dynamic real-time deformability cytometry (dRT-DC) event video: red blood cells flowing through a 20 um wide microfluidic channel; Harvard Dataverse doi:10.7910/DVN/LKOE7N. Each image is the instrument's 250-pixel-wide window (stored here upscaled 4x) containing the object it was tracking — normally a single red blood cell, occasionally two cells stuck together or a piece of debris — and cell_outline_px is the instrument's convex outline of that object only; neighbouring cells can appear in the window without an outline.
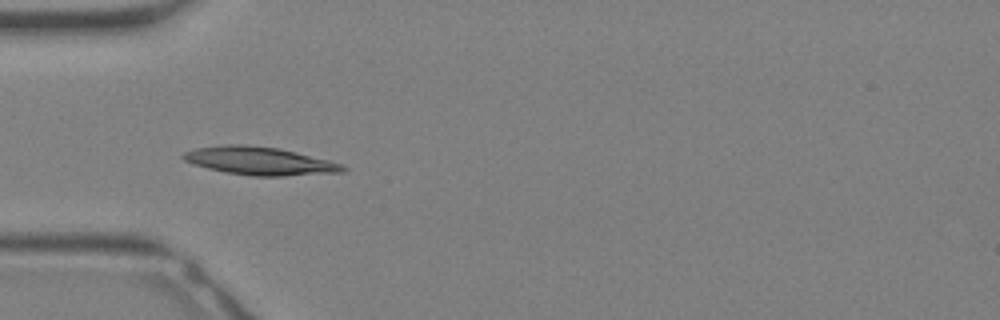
{"species": "Egyptian fruit bat (a non-hibernating species)", "species_latin": "Rousettus aegyptiacus", "temperature_condition": "warm", "stored_images_in_passage": 23, "camera_frame_rate_fps": 3000, "um_per_image_px": 0.085, "animal": {"sex": "female"}, "frame": {"image": 1, "passage_image": 1, "time_ms": 0.0, "image_size_px": [1000, 320], "cell_outline_px": [[348, 168], [344, 172], [284, 176], [252, 176], [224, 172], [192, 164], [184, 160], [180, 156], [184, 152], [196, 148], [224, 144], [240, 144], [280, 148], [328, 160], [340, 164]], "centroid_in_image_um": [22.04, 13.68], "position_along_channel_um": 63.0, "area_um2": 26.13}}
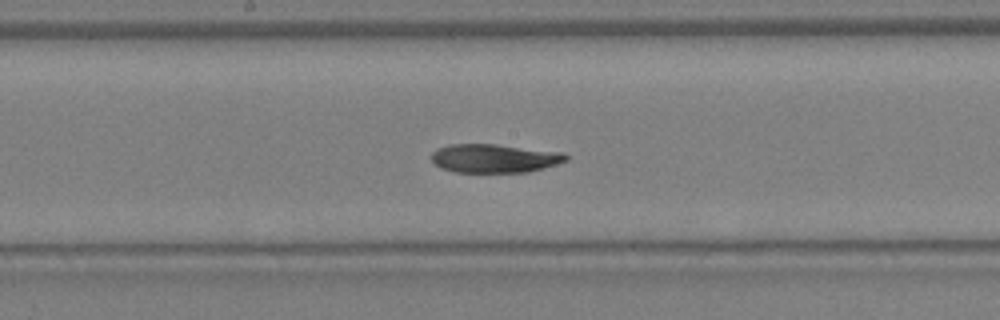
{"frame": {"image": 2, "passage_image": 8, "time_ms": 2.333, "image_size_px": [1000, 320], "cell_outline_px": [[568, 160], [556, 164], [528, 172], [456, 172], [440, 168], [432, 160], [432, 152], [436, 148], [448, 144], [496, 144], [564, 152], [568, 156]], "centroid_in_image_um": [42.02, 13.45], "position_along_channel_um": 206.2, "area_um2": 22.54}}
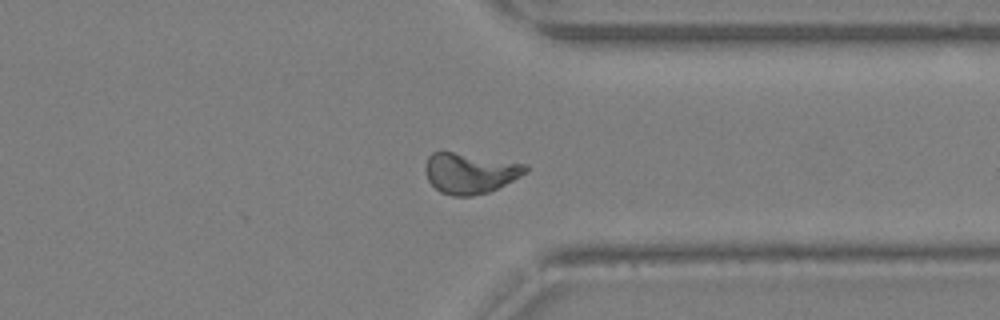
{"frame": {"image": 3, "passage_image": 16, "time_ms": 5.0, "image_size_px": [1000, 320], "cell_outline_px": [[528, 172], [488, 192], [472, 196], [452, 196], [440, 192], [428, 180], [424, 168], [424, 164], [428, 156], [432, 152], [452, 152], [528, 164]], "centroid_in_image_um": [39.92, 14.72], "position_along_channel_um": 371.5, "area_um2": 23.52}}